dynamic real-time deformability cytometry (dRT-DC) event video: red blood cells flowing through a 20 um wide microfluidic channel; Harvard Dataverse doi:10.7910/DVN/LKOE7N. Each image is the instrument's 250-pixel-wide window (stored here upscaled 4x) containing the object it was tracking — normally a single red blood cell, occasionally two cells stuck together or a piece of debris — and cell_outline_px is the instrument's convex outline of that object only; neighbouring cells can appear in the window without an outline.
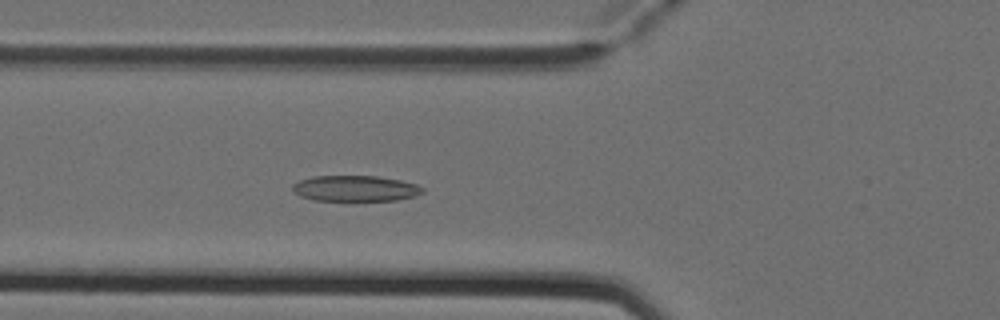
{"species": "Egyptian fruit bat (a non-hibernating species)", "species_latin": "Rousettus aegyptiacus", "temperature_condition": "cold", "stored_images_in_passage": 3, "camera_frame_rate_fps": 3000, "um_per_image_px": 0.085, "animal": {"sex": "female"}, "frame": {"image": 1, "passage_image": 3, "time_ms": 0.667, "image_size_px": [1000, 320], "cell_outline_px": [[424, 192], [416, 196], [396, 200], [312, 200], [300, 196], [292, 192], [292, 184], [300, 180], [312, 176], [376, 176], [400, 180], [416, 184], [424, 188]], "centroid_in_image_um": [30.18, 16.01], "position_along_channel_um": 95.6, "area_um2": 19.59}}